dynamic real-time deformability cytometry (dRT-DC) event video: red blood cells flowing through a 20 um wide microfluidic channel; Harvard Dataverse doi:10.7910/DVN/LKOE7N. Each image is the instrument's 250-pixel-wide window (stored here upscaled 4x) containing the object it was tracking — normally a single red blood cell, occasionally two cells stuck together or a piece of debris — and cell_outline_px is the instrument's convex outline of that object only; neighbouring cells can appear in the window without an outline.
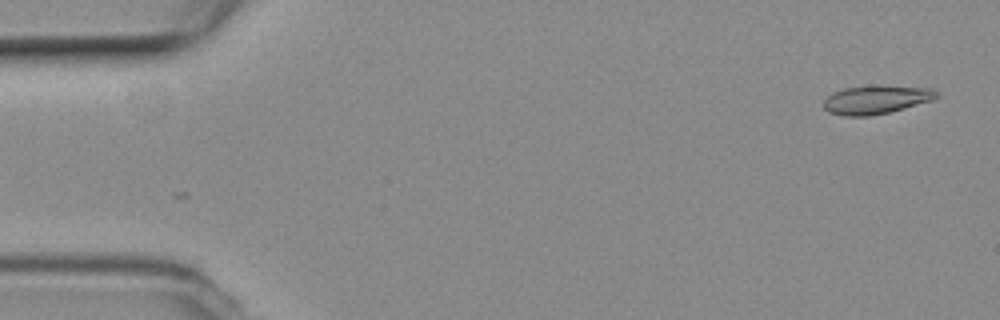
{"species": "common noctule bat (a hibernating species)", "species_latin": "Nyctalus noctula", "temperature_condition": "room temperature", "stored_images_in_passage": 53, "camera_frame_rate_fps": 3000, "um_per_image_px": 0.085, "animal": {"sex": "female", "body_mass_g": 19.3, "forearm_length_mm": 54.1}, "frame": {"image": 1, "passage_image": 1, "time_ms": 0.0, "image_size_px": [1000, 320], "cell_outline_px": [[936, 96], [932, 100], [904, 108], [888, 112], [868, 116], [844, 116], [828, 112], [824, 108], [824, 100], [832, 92], [844, 88], [872, 84], [884, 84], [932, 88], [936, 92]], "centroid_in_image_um": [74.44, 8.44], "position_along_channel_um": 10.6, "area_um2": 19.07}}
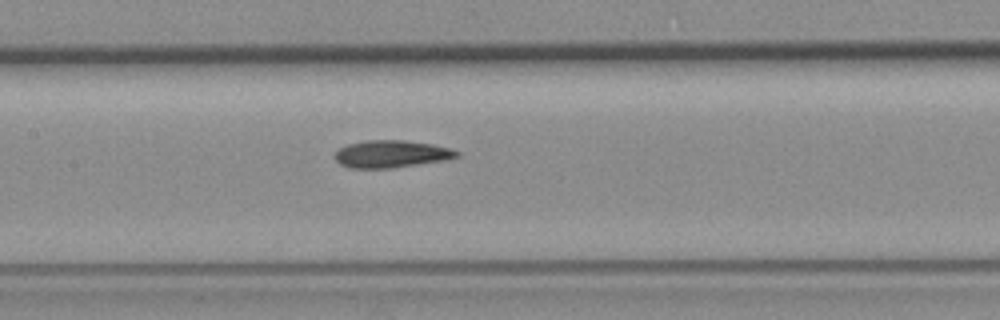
{"frame": {"image": 2, "passage_image": 24, "time_ms": 7.667, "image_size_px": [1000, 320], "cell_outline_px": [[460, 156], [444, 160], [392, 168], [348, 168], [340, 164], [336, 160], [336, 152], [340, 148], [348, 144], [364, 140], [404, 140], [432, 144], [448, 148], [460, 152]], "centroid_in_image_um": [33.25, 13.09], "position_along_channel_um": 174.1, "area_um2": 19.31}}
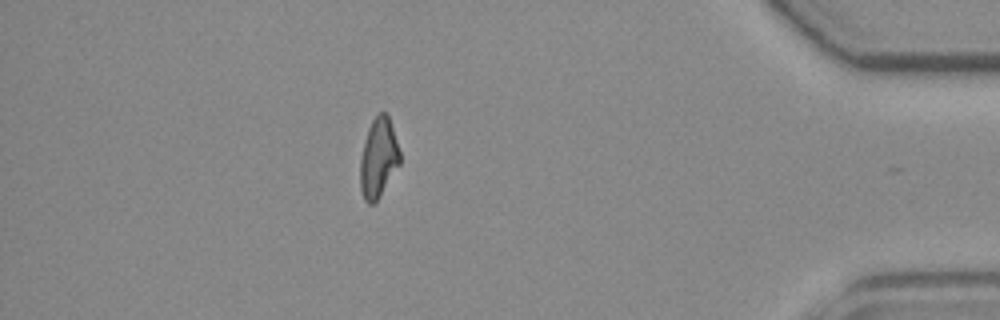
{"frame": {"image": 3, "passage_image": 46, "time_ms": 15.0, "image_size_px": [1000, 320], "cell_outline_px": [[400, 164], [376, 200], [372, 204], [368, 204], [364, 200], [360, 188], [360, 160], [368, 128], [372, 120], [380, 112], [388, 112], [400, 152]], "centroid_in_image_um": [32.17, 13.39], "position_along_channel_um": 403.0, "area_um2": 18.21}, "authors_computed_cell_mechanics": {"area_um2": 18.9006, "velocity_mm_per_s": 3.7918, "shape_relaxation_time_tau1_ms": null, "shape_relaxation_time_tau2_ms": 4.9298, "deformation_change_tau1": null, "deformation_change_tau2": 0.125}}